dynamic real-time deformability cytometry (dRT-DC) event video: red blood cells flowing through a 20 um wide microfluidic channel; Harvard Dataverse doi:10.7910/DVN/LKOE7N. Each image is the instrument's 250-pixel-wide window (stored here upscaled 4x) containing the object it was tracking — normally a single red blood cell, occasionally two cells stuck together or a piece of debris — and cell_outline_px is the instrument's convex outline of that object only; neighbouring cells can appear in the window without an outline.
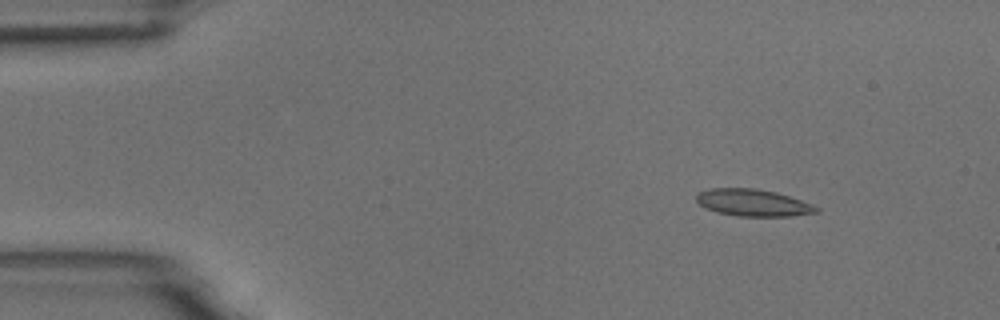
{"species": "common noctule bat (a hibernating species)", "species_latin": "Nyctalus noctula", "temperature_condition": "room temperature", "stored_images_in_passage": 8, "camera_frame_rate_fps": 3000, "um_per_image_px": 0.085, "animal": {"sex": "male", "body_mass_g": 18.8}, "frame": {"image": 1, "passage_image": 1, "time_ms": 0.0, "image_size_px": [1000, 320], "cell_outline_px": [[820, 212], [792, 216], [740, 216], [716, 212], [704, 208], [696, 200], [696, 196], [700, 192], [712, 188], [756, 188], [776, 192], [812, 204], [820, 208]], "centroid_in_image_um": [64.02, 17.23], "position_along_channel_um": 21.0, "area_um2": 18.84}}
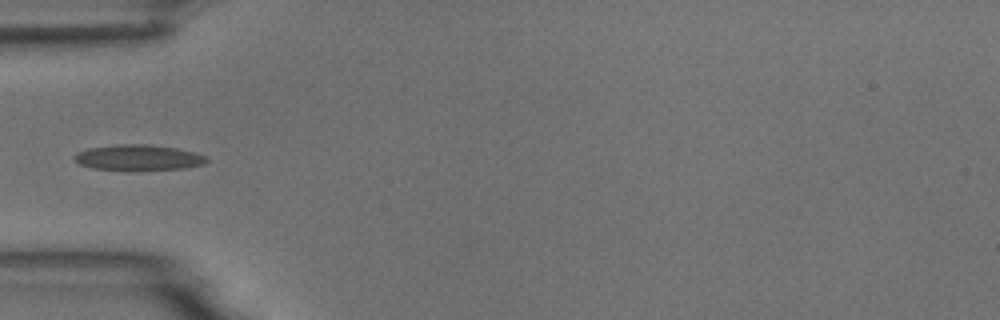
{"frame": {"image": 2, "passage_image": 4, "time_ms": 3.667, "image_size_px": [1000, 320], "cell_outline_px": [[208, 160], [204, 164], [184, 168], [92, 168], [80, 164], [72, 156], [76, 152], [88, 148], [116, 144], [148, 144], [176, 148], [196, 152], [208, 156]], "centroid_in_image_um": [11.78, 13.34], "position_along_channel_um": 73.2, "area_um2": 19.13}}